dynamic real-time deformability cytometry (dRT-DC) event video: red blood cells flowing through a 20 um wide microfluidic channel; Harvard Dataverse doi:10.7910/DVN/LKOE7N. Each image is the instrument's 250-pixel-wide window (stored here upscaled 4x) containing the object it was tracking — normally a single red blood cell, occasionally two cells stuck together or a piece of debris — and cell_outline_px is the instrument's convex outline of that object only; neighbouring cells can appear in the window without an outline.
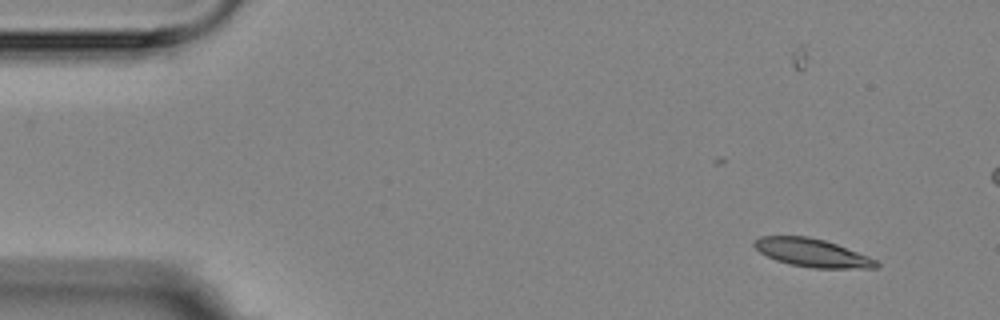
{"species": "Egyptian fruit bat (a non-hibernating species)", "species_latin": "Rousettus aegyptiacus", "temperature_condition": "room temperature", "stored_images_in_passage": 5, "camera_frame_rate_fps": 3000, "um_per_image_px": 0.085, "animal": {"sex": "female"}, "frame": {"image": 1, "passage_image": 1, "time_ms": 0.0, "image_size_px": [1000, 320], "cell_outline_px": [[880, 264], [876, 268], [812, 268], [792, 264], [776, 260], [760, 252], [752, 244], [752, 240], [760, 236], [808, 236], [824, 240], [836, 244], [868, 256], [876, 260]], "centroid_in_image_um": [69.01, 21.48], "position_along_channel_um": 16.0, "area_um2": 19.88}}